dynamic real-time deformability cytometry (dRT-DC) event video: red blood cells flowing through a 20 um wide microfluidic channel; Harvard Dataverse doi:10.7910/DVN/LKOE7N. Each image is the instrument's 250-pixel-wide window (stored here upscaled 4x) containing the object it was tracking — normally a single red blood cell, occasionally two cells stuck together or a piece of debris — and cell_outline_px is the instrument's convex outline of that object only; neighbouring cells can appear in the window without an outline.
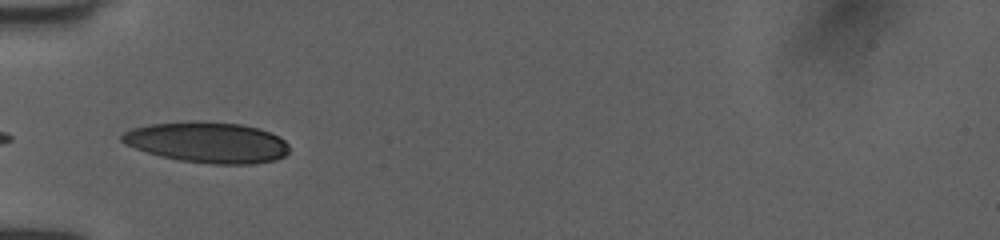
{"species": "human", "species_latin": "Homo sapiens", "temperature_condition": "room temperature", "stored_images_in_passage": 22, "camera_frame_rate_fps": 3000, "um_per_image_px": 0.085, "donor": {"sex": "female"}, "frame": {"image": 1, "passage_image": 1, "time_ms": 0.0, "image_size_px": [1000, 240], "cell_outline_px": [[288, 152], [284, 156], [276, 160], [252, 164], [212, 164], [180, 160], [160, 156], [124, 144], [120, 140], [120, 136], [124, 132], [132, 128], [148, 124], [192, 120], [196, 120], [240, 124], [260, 128], [280, 136], [288, 144]], "centroid_in_image_um": [17.63, 12.09], "position_along_channel_um": 67.4, "area_um2": 40.11}}